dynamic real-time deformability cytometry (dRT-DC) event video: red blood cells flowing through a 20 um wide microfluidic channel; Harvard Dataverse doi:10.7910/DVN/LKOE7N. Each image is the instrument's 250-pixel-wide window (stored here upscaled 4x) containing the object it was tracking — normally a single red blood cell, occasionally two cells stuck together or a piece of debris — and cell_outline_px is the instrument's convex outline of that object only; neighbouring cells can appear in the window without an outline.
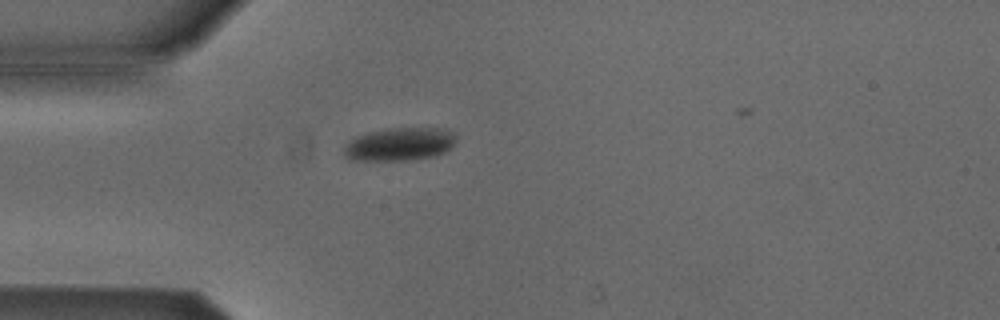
{"species": "Egyptian fruit bat (a non-hibernating species)", "species_latin": "Rousettus aegyptiacus", "temperature_condition": "cold", "stored_images_in_passage": 2, "camera_frame_rate_fps": 3000, "um_per_image_px": 0.085, "animal": {"sex": "male"}, "frame": {"image": 1, "passage_image": 1, "time_ms": 0.0, "image_size_px": [1000, 320], "cell_outline_px": [[456, 140], [444, 152], [436, 156], [404, 160], [352, 160], [344, 156], [344, 148], [356, 136], [368, 132], [388, 128], [444, 128], [452, 132], [456, 136]], "centroid_in_image_um": [33.97, 12.25], "position_along_channel_um": 51.0, "area_um2": 21.44}}